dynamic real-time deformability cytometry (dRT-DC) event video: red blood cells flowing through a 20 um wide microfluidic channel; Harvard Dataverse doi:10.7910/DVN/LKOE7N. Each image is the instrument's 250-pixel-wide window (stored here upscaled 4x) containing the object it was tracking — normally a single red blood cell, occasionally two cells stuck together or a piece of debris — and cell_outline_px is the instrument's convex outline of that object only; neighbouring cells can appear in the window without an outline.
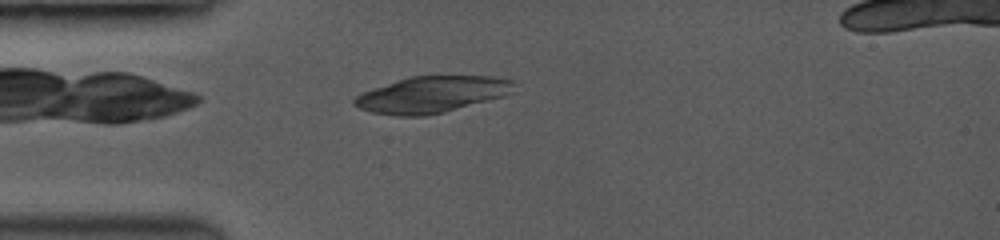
{"species": "common noctule bat (a hibernating species)", "species_latin": "Nyctalus noctula", "temperature_condition": "room temperature", "stored_images_in_passage": 27, "camera_frame_rate_fps": 3500, "um_per_image_px": 0.085, "animal": {"sex": "female", "body_mass_g": 19.0, "forearm_length_mm": 53.3}, "frame": {"image": 1, "passage_image": 5, "time_ms": 1.143, "image_size_px": [1000, 240], "cell_outline_px": [[512, 84], [500, 96], [444, 112], [424, 116], [396, 116], [372, 112], [360, 108], [352, 104], [352, 100], [356, 96], [364, 92], [412, 76], [488, 76], [512, 80]], "centroid_in_image_um": [36.58, 8.05], "position_along_channel_um": 48.4, "area_um2": 32.6}}